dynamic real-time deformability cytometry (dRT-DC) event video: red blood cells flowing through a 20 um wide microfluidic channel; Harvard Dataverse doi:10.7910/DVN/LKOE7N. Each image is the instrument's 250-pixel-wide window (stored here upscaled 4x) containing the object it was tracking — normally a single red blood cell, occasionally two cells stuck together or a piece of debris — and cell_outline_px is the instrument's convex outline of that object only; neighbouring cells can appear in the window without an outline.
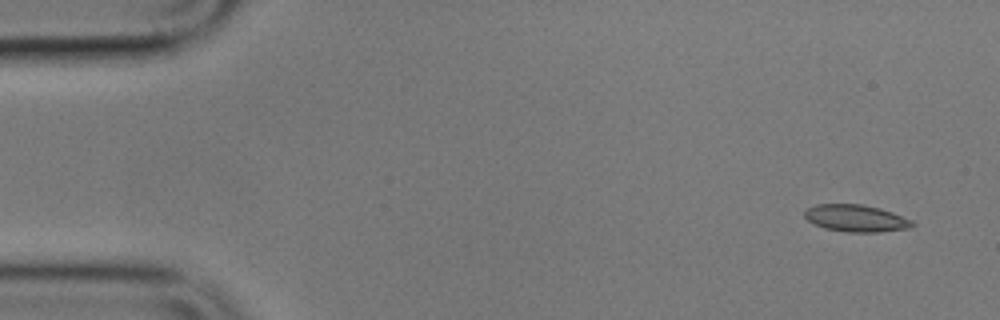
{"species": "common noctule bat (a hibernating species)", "species_latin": "Nyctalus noctula", "temperature_condition": "cold", "stored_images_in_passage": 4, "camera_frame_rate_fps": 3000, "um_per_image_px": 0.085, "animal": {"sex": "male", "body_mass_g": 17.9}, "frame": {"image": 1, "passage_image": 1, "time_ms": 0.0, "image_size_px": [1000, 320], "cell_outline_px": [[916, 224], [912, 228], [880, 232], [844, 232], [824, 228], [808, 220], [804, 216], [804, 212], [808, 208], [816, 204], [860, 204], [880, 208], [892, 212], [912, 220]], "centroid_in_image_um": [72.79, 18.56], "position_along_channel_um": 12.2, "area_um2": 17.05}}
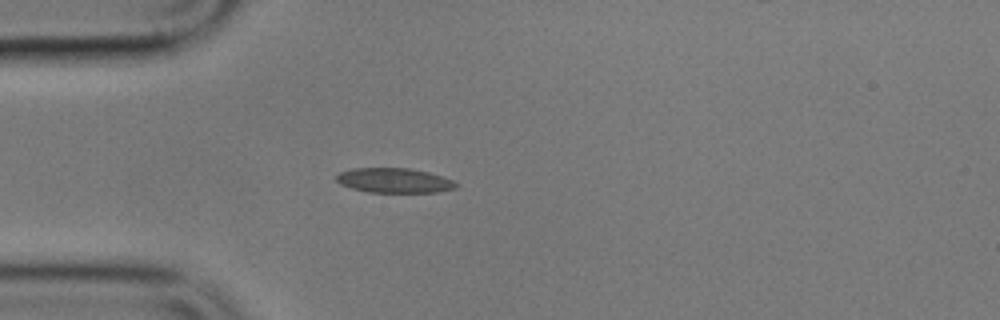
{"frame": {"image": 2, "passage_image": 4, "time_ms": 4.0, "image_size_px": [1000, 320], "cell_outline_px": [[460, 184], [456, 188], [436, 192], [368, 192], [352, 188], [340, 184], [336, 180], [336, 176], [340, 172], [352, 168], [412, 168], [428, 172], [452, 180]], "centroid_in_image_um": [33.51, 15.33], "position_along_channel_um": 51.5, "area_um2": 17.22}}